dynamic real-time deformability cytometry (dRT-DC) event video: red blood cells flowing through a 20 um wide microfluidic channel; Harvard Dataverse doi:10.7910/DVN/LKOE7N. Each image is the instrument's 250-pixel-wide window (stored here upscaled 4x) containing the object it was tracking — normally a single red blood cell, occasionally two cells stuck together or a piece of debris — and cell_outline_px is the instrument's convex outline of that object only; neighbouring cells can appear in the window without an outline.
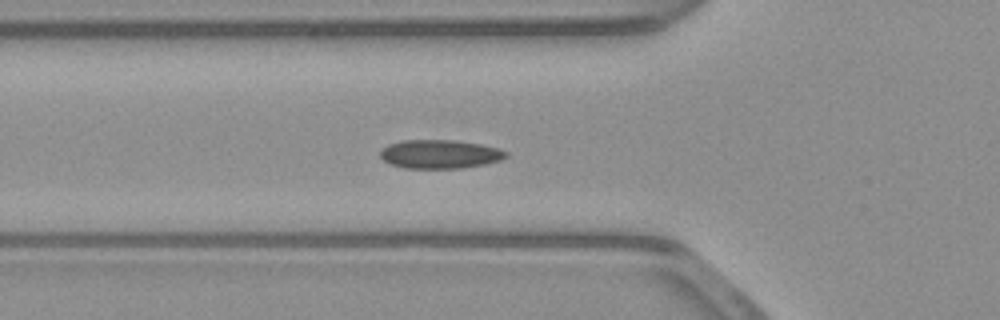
{"species": "common noctule bat (a hibernating species)", "species_latin": "Nyctalus noctula", "temperature_condition": "warm", "stored_images_in_passage": 33, "camera_frame_rate_fps": 3000, "um_per_image_px": 0.085, "animal": {"sex": "male", "body_mass_g": 23.1, "forearm_length_mm": 52.7}, "frame": {"image": 1, "passage_image": 2, "time_ms": 0.333, "image_size_px": [1000, 320], "cell_outline_px": [[508, 156], [500, 160], [484, 164], [460, 168], [404, 168], [388, 164], [380, 156], [380, 148], [388, 144], [400, 140], [452, 140], [480, 144], [500, 148], [508, 152]], "centroid_in_image_um": [37.35, 13.09], "position_along_channel_um": 88.4, "area_um2": 21.21}}
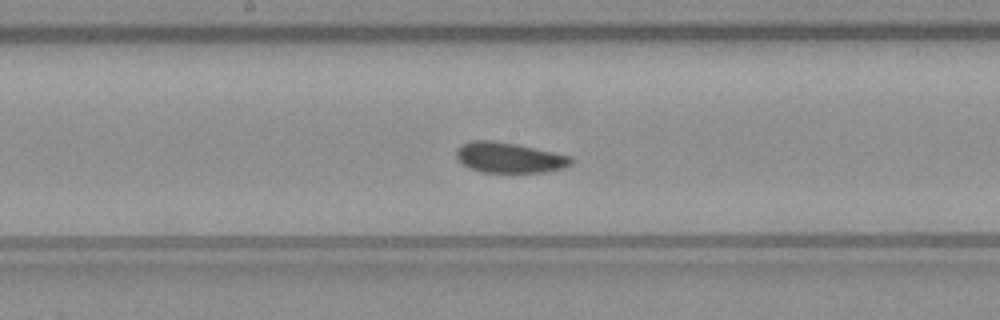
{"frame": {"image": 2, "passage_image": 11, "time_ms": 3.333, "image_size_px": [1000, 320], "cell_outline_px": [[572, 164], [564, 168], [544, 172], [480, 172], [468, 168], [456, 160], [456, 148], [460, 144], [472, 140], [492, 140], [516, 144], [572, 156]], "centroid_in_image_um": [43.23, 13.39], "position_along_channel_um": 205.0, "area_um2": 20.58}}
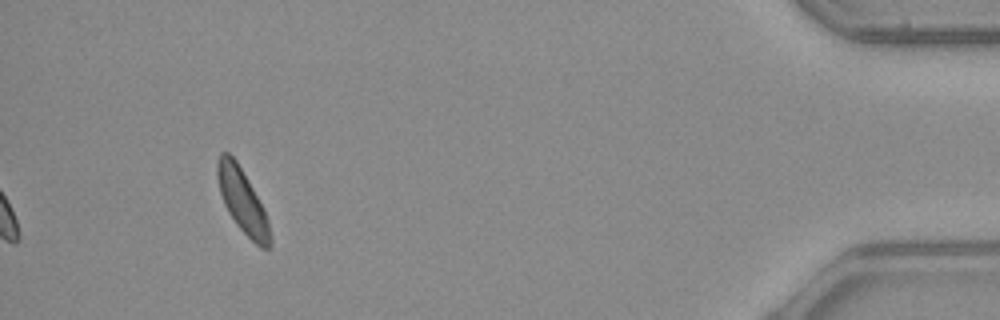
{"frame": {"image": 3, "passage_image": 33, "time_ms": 10.667, "image_size_px": [1000, 320], "cell_outline_px": [[272, 244], [268, 248], [260, 248], [236, 224], [228, 212], [224, 204], [220, 192], [216, 176], [216, 164], [220, 152], [228, 152], [236, 160], [248, 180], [264, 208], [268, 220], [272, 240]], "centroid_in_image_um": [20.6, 17.08], "position_along_channel_um": 414.6, "area_um2": 19.65}}